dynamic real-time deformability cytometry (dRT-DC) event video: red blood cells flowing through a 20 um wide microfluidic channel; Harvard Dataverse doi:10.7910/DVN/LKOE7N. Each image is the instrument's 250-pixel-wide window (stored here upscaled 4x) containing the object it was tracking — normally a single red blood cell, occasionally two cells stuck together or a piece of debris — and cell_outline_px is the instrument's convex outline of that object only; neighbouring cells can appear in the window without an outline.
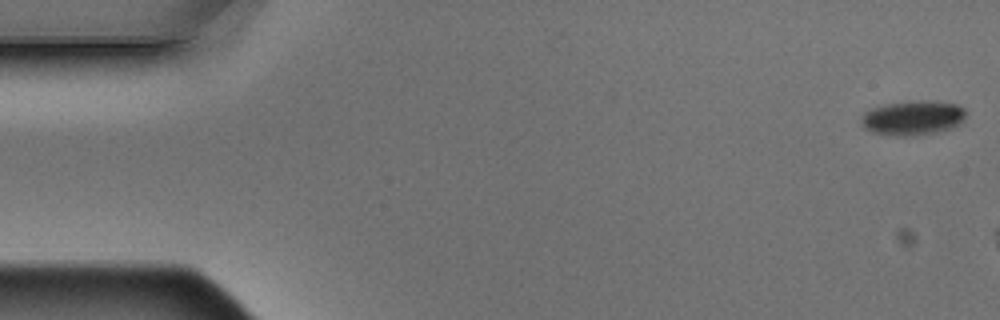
{"species": "Egyptian fruit bat (a non-hibernating species)", "species_latin": "Rousettus aegyptiacus", "temperature_condition": "warm", "stored_images_in_passage": 3, "camera_frame_rate_fps": 3000, "um_per_image_px": 0.085, "animal": {"sex": "male"}, "frame": {"image": 1, "passage_image": 1, "time_ms": 0.0, "image_size_px": [1000, 320], "cell_outline_px": [[964, 120], [960, 124], [952, 128], [936, 132], [916, 136], [892, 136], [872, 132], [864, 128], [864, 112], [872, 108], [888, 104], [924, 100], [956, 104], [964, 108]], "centroid_in_image_um": [77.63, 10.04], "position_along_channel_um": 7.4, "area_um2": 20.81}}